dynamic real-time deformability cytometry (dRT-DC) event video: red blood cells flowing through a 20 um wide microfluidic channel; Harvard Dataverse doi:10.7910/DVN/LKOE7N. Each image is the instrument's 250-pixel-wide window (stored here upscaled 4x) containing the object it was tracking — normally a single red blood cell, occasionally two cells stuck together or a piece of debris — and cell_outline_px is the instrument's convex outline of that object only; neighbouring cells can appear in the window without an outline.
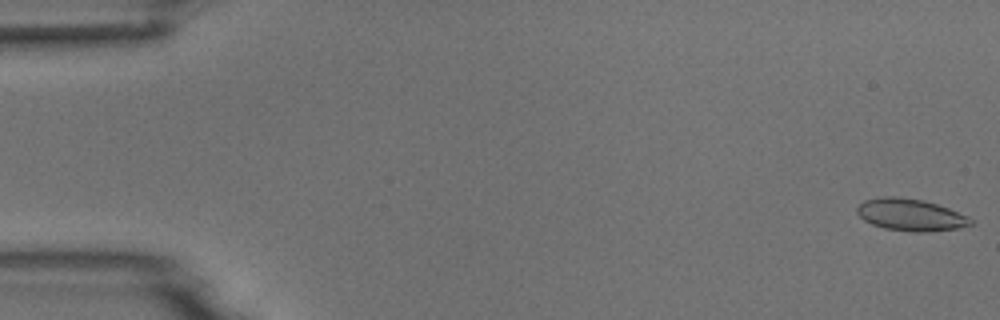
{"species": "common noctule bat (a hibernating species)", "species_latin": "Nyctalus noctula", "temperature_condition": "room temperature", "stored_images_in_passage": 6, "camera_frame_rate_fps": 3000, "um_per_image_px": 0.085, "animal": {"sex": "male", "body_mass_g": 18.8}, "frame": {"image": 1, "passage_image": 1, "time_ms": 0.0, "image_size_px": [1000, 320], "cell_outline_px": [[972, 224], [956, 228], [928, 232], [912, 232], [884, 228], [872, 224], [864, 220], [856, 212], [856, 208], [864, 200], [884, 196], [892, 196], [924, 200], [948, 208], [968, 216], [972, 220]], "centroid_in_image_um": [77.37, 18.26], "position_along_channel_um": 7.6, "area_um2": 21.1}}
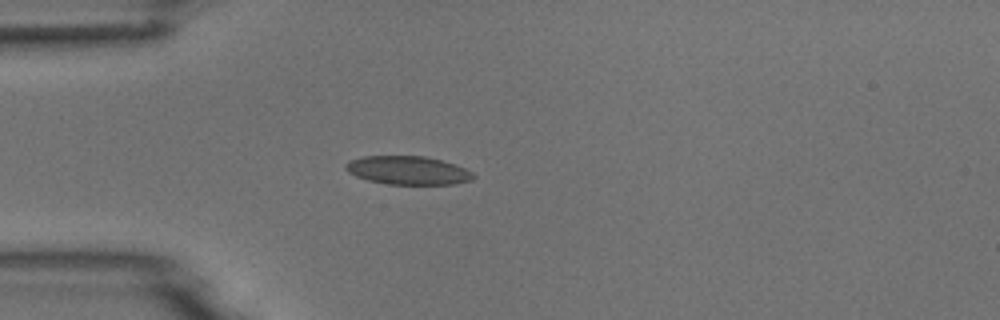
{"frame": {"image": 2, "passage_image": 5, "time_ms": 4.667, "image_size_px": [1000, 320], "cell_outline_px": [[476, 176], [472, 180], [452, 184], [388, 184], [368, 180], [356, 176], [348, 172], [344, 168], [344, 164], [348, 160], [364, 156], [424, 156], [456, 164], [472, 172]], "centroid_in_image_um": [34.65, 14.47], "position_along_channel_um": 50.3, "area_um2": 21.21}}